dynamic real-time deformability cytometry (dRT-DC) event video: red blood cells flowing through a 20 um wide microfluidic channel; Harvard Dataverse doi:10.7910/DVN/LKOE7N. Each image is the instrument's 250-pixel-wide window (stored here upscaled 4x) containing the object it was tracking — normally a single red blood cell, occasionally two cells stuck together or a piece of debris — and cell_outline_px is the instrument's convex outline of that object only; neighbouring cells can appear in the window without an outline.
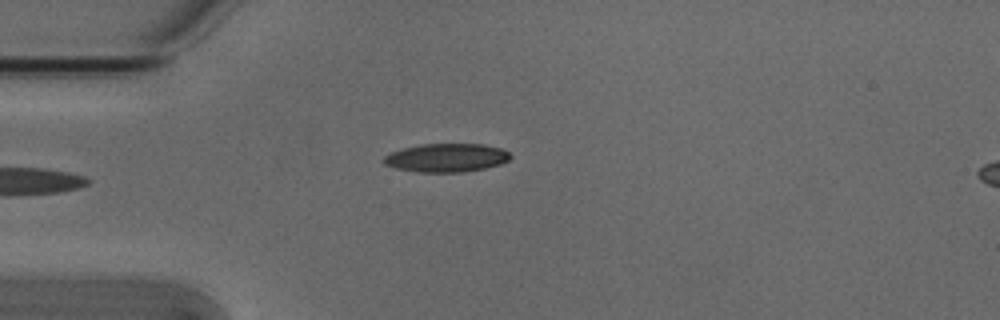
{"species": "Egyptian fruit bat (a non-hibernating species)", "species_latin": "Rousettus aegyptiacus", "temperature_condition": "cold", "stored_images_in_passage": 3, "camera_frame_rate_fps": 3000, "um_per_image_px": 0.085, "animal": {"sex": "male"}, "frame": {"image": 1, "passage_image": 1, "time_ms": 0.0, "image_size_px": [1000, 320], "cell_outline_px": [[512, 156], [508, 160], [500, 164], [484, 168], [460, 172], [420, 172], [396, 168], [384, 164], [380, 160], [384, 156], [392, 152], [404, 148], [420, 144], [484, 144], [500, 148], [508, 152]], "centroid_in_image_um": [37.92, 13.4], "position_along_channel_um": 47.1, "area_um2": 20.92}}